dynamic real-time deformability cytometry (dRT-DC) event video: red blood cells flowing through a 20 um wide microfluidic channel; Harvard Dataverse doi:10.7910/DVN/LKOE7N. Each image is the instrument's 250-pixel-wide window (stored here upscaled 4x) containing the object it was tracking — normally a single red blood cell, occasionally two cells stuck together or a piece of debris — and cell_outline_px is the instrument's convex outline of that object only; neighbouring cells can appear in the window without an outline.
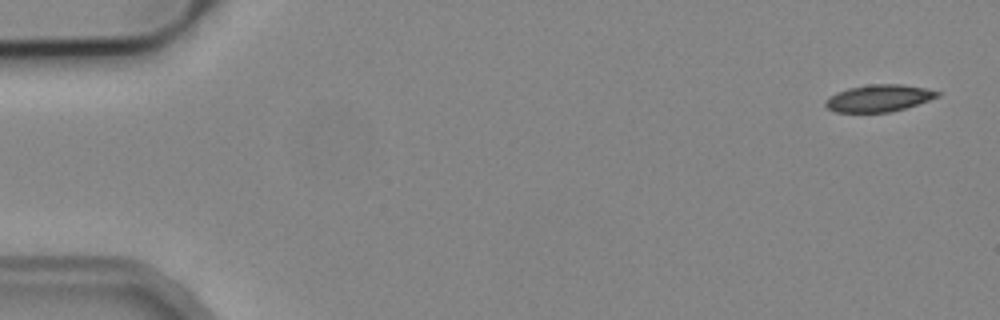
{"species": "common noctule bat (a hibernating species)", "species_latin": "Nyctalus noctula", "temperature_condition": "cold", "stored_images_in_passage": 6, "camera_frame_rate_fps": 3000, "um_per_image_px": 0.085, "animal": {"sex": "male", "body_mass_g": 19.2, "forearm_length_mm": 51.8}, "frame": {"image": 1, "passage_image": 1, "time_ms": 0.0, "image_size_px": [1000, 320], "cell_outline_px": [[940, 96], [904, 108], [888, 112], [836, 112], [828, 108], [824, 104], [824, 100], [828, 96], [836, 92], [848, 88], [868, 84], [904, 84], [924, 88], [940, 92]], "centroid_in_image_um": [74.65, 8.33], "position_along_channel_um": 10.4, "area_um2": 17.57}}
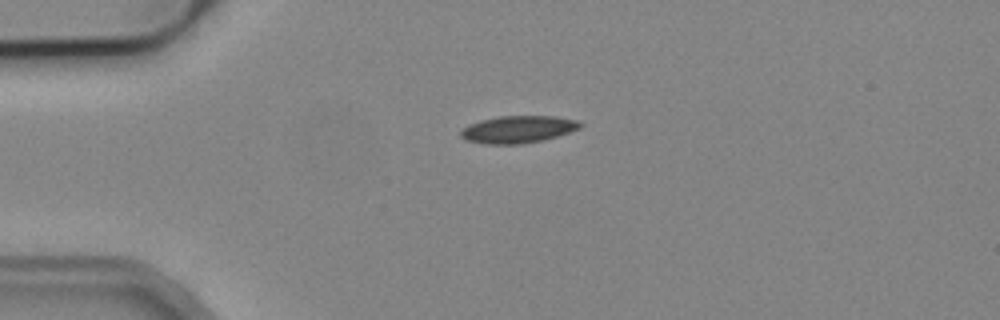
{"frame": {"image": 2, "passage_image": 4, "time_ms": 3.667, "image_size_px": [1000, 320], "cell_outline_px": [[584, 124], [580, 128], [544, 140], [520, 144], [488, 144], [464, 140], [460, 136], [460, 132], [468, 124], [480, 120], [500, 116], [556, 116], [576, 120]], "centroid_in_image_um": [44.01, 10.99], "position_along_channel_um": 41.0, "area_um2": 18.96}}